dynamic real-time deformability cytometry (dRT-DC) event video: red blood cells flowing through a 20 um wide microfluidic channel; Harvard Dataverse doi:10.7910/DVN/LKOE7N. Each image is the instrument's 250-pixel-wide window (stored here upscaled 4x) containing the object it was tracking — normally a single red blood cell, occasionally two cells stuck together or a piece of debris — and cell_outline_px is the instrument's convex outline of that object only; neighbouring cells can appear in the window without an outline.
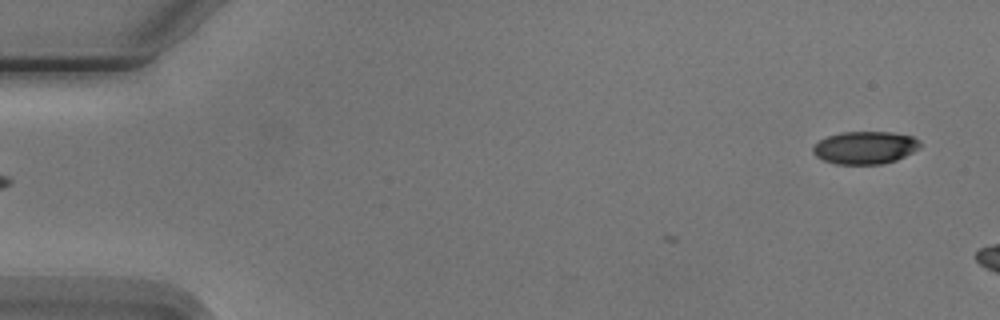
{"species": "Egyptian fruit bat (a non-hibernating species)", "species_latin": "Rousettus aegyptiacus", "temperature_condition": "cold", "stored_images_in_passage": 2, "camera_frame_rate_fps": 3000, "um_per_image_px": 0.085, "animal": {"sex": "male"}, "frame": {"image": 1, "passage_image": 1, "time_ms": 0.0, "image_size_px": [1000, 320], "cell_outline_px": [[920, 148], [896, 160], [880, 164], [836, 164], [824, 160], [816, 156], [812, 152], [812, 148], [820, 140], [828, 136], [840, 132], [892, 132], [912, 136], [920, 140]], "centroid_in_image_um": [73.53, 12.54], "position_along_channel_um": 11.5, "area_um2": 20.35}}